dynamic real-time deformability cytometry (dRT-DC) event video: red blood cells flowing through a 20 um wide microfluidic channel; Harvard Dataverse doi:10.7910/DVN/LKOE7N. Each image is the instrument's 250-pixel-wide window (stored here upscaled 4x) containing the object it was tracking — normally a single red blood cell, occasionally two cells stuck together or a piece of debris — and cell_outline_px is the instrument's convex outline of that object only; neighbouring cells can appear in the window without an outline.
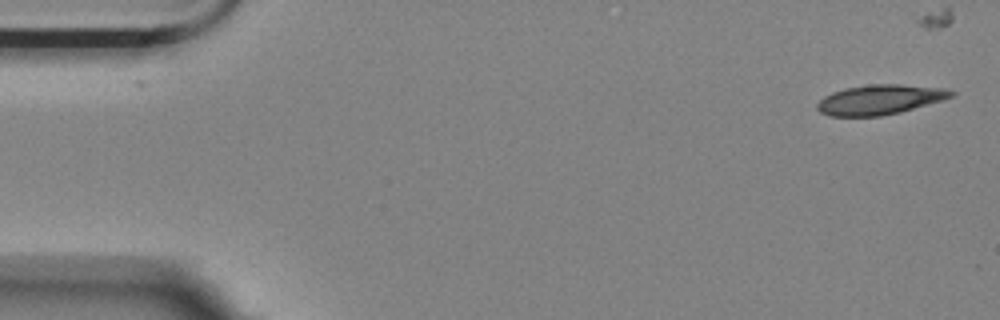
{"species": "Egyptian fruit bat (a non-hibernating species)", "species_latin": "Rousettus aegyptiacus", "temperature_condition": "room temperature", "stored_images_in_passage": 4, "camera_frame_rate_fps": 3000, "um_per_image_px": 0.085, "animal": {"sex": "female"}, "frame": {"image": 1, "passage_image": 1, "time_ms": 0.0, "image_size_px": [1000, 320], "cell_outline_px": [[956, 92], [952, 96], [944, 100], [900, 112], [880, 116], [828, 116], [820, 112], [816, 108], [816, 104], [824, 96], [832, 92], [844, 88], [872, 84], [900, 84], [944, 88]], "centroid_in_image_um": [74.78, 8.47], "position_along_channel_um": 10.2, "area_um2": 23.35}}